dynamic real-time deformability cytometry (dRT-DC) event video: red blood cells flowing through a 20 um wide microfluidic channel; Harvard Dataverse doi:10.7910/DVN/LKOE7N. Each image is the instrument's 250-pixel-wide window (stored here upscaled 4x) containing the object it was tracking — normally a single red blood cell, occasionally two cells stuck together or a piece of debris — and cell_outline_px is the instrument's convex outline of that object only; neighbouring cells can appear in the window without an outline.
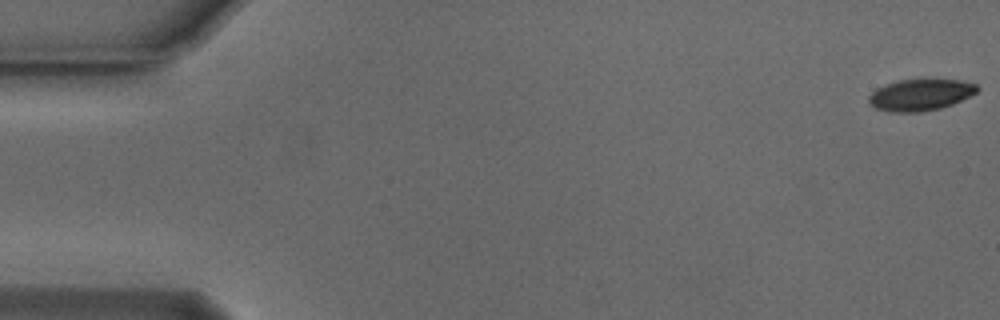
{"species": "Egyptian fruit bat (a non-hibernating species)", "species_latin": "Rousettus aegyptiacus", "temperature_condition": "cold", "stored_images_in_passage": 16, "camera_frame_rate_fps": 3000, "um_per_image_px": 0.085, "animal": {"sex": "male"}, "frame": {"image": 1, "passage_image": 1, "time_ms": 0.0, "image_size_px": [1000, 320], "cell_outline_px": [[980, 88], [976, 92], [952, 104], [940, 108], [920, 112], [892, 112], [876, 108], [868, 100], [868, 96], [876, 88], [884, 84], [900, 80], [960, 80], [976, 84]], "centroid_in_image_um": [78.21, 8.06], "position_along_channel_um": 6.8, "area_um2": 19.65}}
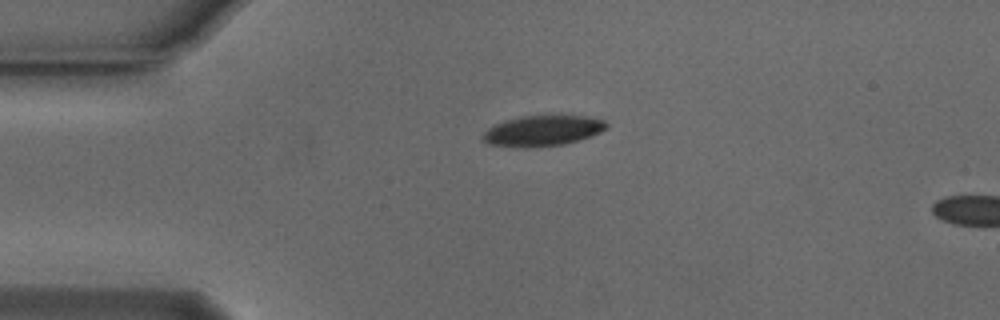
{"frame": {"image": 2, "passage_image": 13, "time_ms": 4.0, "image_size_px": [1000, 320], "cell_outline_px": [[608, 128], [592, 136], [564, 144], [524, 148], [488, 144], [480, 136], [488, 128], [504, 120], [520, 116], [548, 112], [560, 112], [584, 116], [604, 120], [608, 124]], "centroid_in_image_um": [46.15, 11.05], "position_along_channel_um": 38.8, "area_um2": 23.12}}